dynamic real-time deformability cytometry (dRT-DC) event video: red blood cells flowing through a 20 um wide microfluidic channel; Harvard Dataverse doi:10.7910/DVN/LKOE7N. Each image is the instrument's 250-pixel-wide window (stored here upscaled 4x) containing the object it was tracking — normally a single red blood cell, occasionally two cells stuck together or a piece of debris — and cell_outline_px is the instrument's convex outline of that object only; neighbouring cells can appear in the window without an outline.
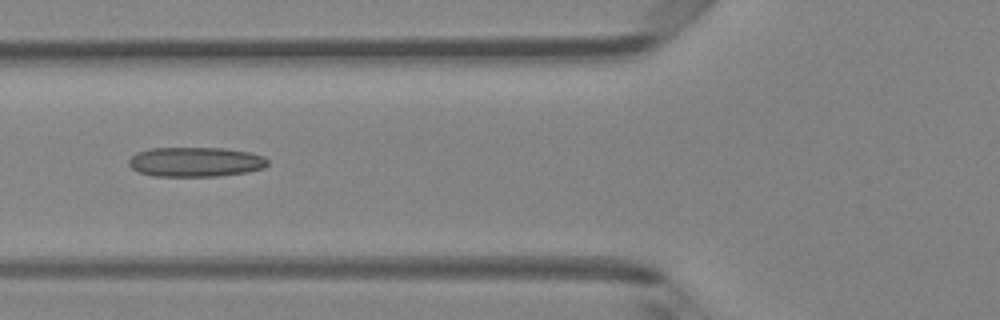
{"species": "Egyptian fruit bat (a non-hibernating species)", "species_latin": "Rousettus aegyptiacus", "temperature_condition": "room temperature", "stored_images_in_passage": 5, "camera_frame_rate_fps": 3000, "um_per_image_px": 0.085, "animal": {"sex": "female"}, "frame": {"image": 1, "passage_image": 5, "time_ms": 1.333, "image_size_px": [1000, 320], "cell_outline_px": [[268, 164], [264, 168], [248, 172], [216, 176], [152, 176], [140, 172], [132, 168], [128, 164], [128, 160], [136, 152], [148, 148], [224, 148], [252, 152], [264, 156], [268, 160]], "centroid_in_image_um": [16.63, 13.75], "position_along_channel_um": 109.2, "area_um2": 24.22}}